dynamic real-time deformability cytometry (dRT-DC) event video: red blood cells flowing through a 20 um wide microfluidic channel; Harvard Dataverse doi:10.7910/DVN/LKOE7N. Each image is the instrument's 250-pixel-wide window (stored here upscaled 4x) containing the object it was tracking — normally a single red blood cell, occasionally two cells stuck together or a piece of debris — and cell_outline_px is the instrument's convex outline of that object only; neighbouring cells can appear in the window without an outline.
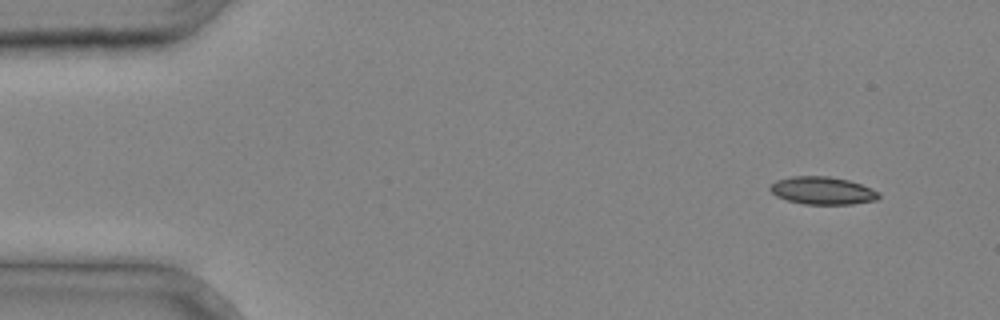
{"species": "common noctule bat (a hibernating species)", "species_latin": "Nyctalus noctula", "temperature_condition": "cold", "stored_images_in_passage": 36, "camera_frame_rate_fps": 3000, "um_per_image_px": 0.085, "animal": {"sex": "male", "body_mass_g": 20.4}, "frame": {"image": 1, "passage_image": 2, "time_ms": 0.333, "image_size_px": [1000, 320], "cell_outline_px": [[880, 196], [876, 200], [852, 204], [804, 204], [788, 200], [776, 196], [768, 188], [776, 180], [792, 176], [828, 176], [848, 180], [872, 188], [880, 192]], "centroid_in_image_um": [69.92, 16.2], "position_along_channel_um": 15.1, "area_um2": 17.51}}
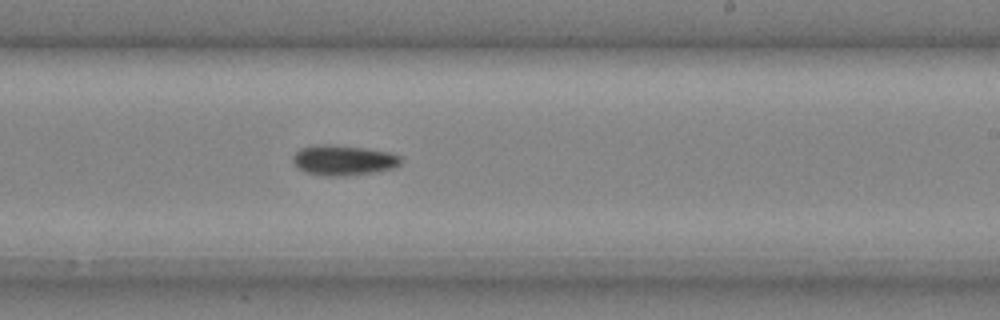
{"frame": {"image": 2, "passage_image": 22, "time_ms": 7.0, "image_size_px": [1000, 320], "cell_outline_px": [[400, 164], [396, 168], [372, 172], [344, 176], [324, 176], [304, 172], [296, 168], [292, 164], [292, 156], [300, 148], [316, 144], [328, 144], [364, 148], [388, 152], [400, 156]], "centroid_in_image_um": [29.12, 13.62], "position_along_channel_um": 259.9, "area_um2": 19.19}}
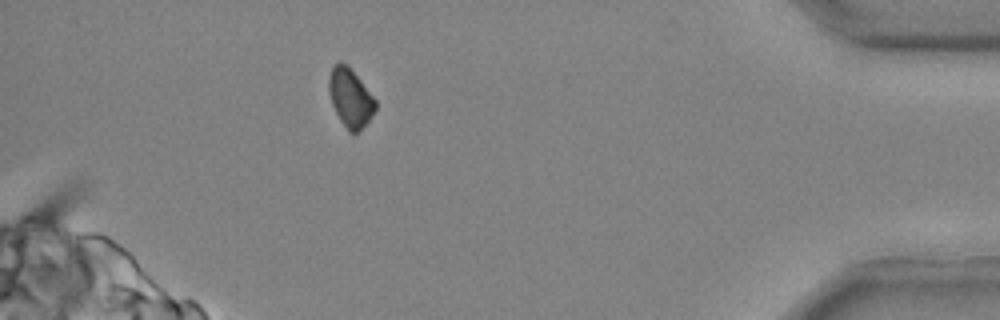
{"frame": {"image": 3, "passage_image": 33, "time_ms": 10.667, "image_size_px": [1000, 320], "cell_outline_px": [[376, 108], [372, 116], [352, 136], [348, 132], [340, 120], [332, 104], [328, 92], [328, 80], [332, 68], [340, 60], [348, 64], [376, 100]], "centroid_in_image_um": [29.76, 8.3], "position_along_channel_um": 405.4, "area_um2": 15.9}}